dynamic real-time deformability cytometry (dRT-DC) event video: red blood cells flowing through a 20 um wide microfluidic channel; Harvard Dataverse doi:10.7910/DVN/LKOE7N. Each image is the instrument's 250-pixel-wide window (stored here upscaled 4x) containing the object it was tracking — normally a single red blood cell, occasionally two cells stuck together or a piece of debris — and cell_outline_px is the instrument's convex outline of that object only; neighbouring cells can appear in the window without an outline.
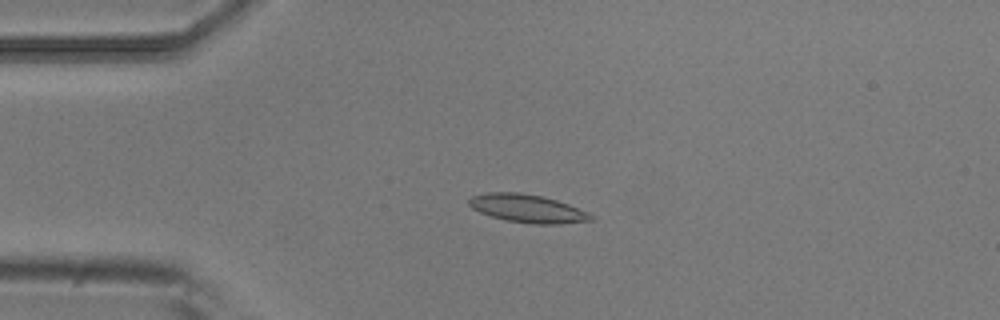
{"species": "common noctule bat (a hibernating species)", "species_latin": "Nyctalus noctula", "temperature_condition": "room temperature", "stored_images_in_passage": 5, "camera_frame_rate_fps": 3000, "um_per_image_px": 0.085, "animal": {"sex": "male", "body_mass_g": 20.5, "forearm_length_mm": 52.5}, "frame": {"image": 1, "passage_image": 4, "time_ms": 1.0, "image_size_px": [1000, 320], "cell_outline_px": [[596, 216], [592, 220], [560, 224], [532, 224], [508, 220], [492, 216], [480, 212], [472, 208], [468, 204], [468, 200], [472, 196], [488, 192], [520, 192], [540, 196], [556, 200], [568, 204], [588, 212]], "centroid_in_image_um": [44.85, 17.72], "position_along_channel_um": 40.2, "area_um2": 19.88}}